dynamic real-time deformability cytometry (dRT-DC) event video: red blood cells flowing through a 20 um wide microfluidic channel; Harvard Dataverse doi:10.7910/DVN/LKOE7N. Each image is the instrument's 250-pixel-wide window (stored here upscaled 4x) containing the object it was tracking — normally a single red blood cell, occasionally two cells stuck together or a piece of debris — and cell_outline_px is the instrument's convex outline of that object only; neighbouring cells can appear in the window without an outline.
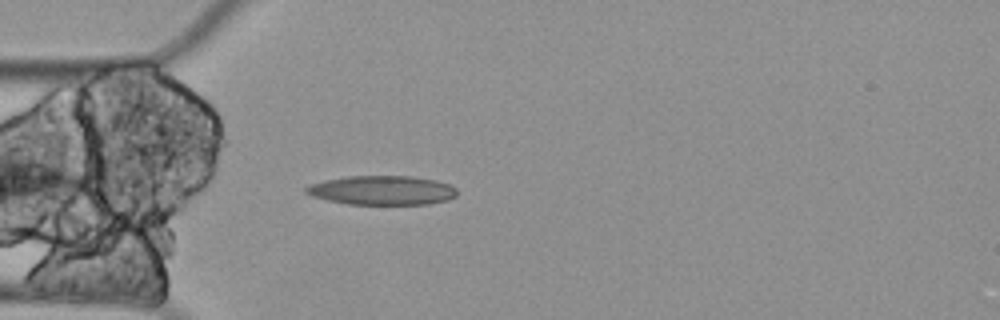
{"species": "Egyptian fruit bat (a non-hibernating species)", "species_latin": "Rousettus aegyptiacus", "temperature_condition": "cold", "stored_images_in_passage": 4, "camera_frame_rate_fps": 3000, "um_per_image_px": 0.085, "animal": {"sex": "female"}, "frame": {"image": 1, "passage_image": 4, "time_ms": 1.0, "image_size_px": [1000, 320], "cell_outline_px": [[456, 196], [448, 200], [428, 204], [348, 204], [328, 200], [312, 196], [304, 192], [304, 188], [308, 184], [324, 180], [348, 176], [412, 176], [436, 180], [452, 184], [456, 188]], "centroid_in_image_um": [32.48, 16.17], "position_along_channel_um": 52.5, "area_um2": 25.89}}